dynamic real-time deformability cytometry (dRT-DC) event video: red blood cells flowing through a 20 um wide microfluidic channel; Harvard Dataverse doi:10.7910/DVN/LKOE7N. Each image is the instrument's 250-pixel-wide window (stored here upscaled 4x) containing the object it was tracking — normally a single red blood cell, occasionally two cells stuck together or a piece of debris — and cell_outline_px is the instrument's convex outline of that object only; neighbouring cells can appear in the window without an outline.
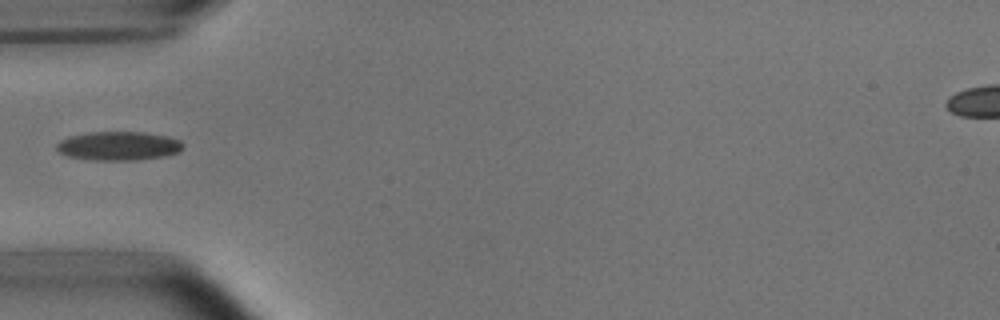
{"species": "common noctule bat (a hibernating species)", "species_latin": "Nyctalus noctula", "temperature_condition": "room temperature", "stored_images_in_passage": 2, "camera_frame_rate_fps": 3000, "um_per_image_px": 0.085, "animal": {"sex": "male", "body_mass_g": 15.6}, "frame": {"image": 1, "passage_image": 1, "time_ms": 0.0, "image_size_px": [1000, 320], "cell_outline_px": [[184, 148], [180, 152], [164, 156], [132, 160], [92, 160], [68, 156], [60, 152], [56, 148], [56, 144], [60, 140], [72, 136], [92, 132], [140, 132], [168, 136], [180, 140], [184, 144]], "centroid_in_image_um": [10.12, 12.4], "position_along_channel_um": 74.9, "area_um2": 21.15}}